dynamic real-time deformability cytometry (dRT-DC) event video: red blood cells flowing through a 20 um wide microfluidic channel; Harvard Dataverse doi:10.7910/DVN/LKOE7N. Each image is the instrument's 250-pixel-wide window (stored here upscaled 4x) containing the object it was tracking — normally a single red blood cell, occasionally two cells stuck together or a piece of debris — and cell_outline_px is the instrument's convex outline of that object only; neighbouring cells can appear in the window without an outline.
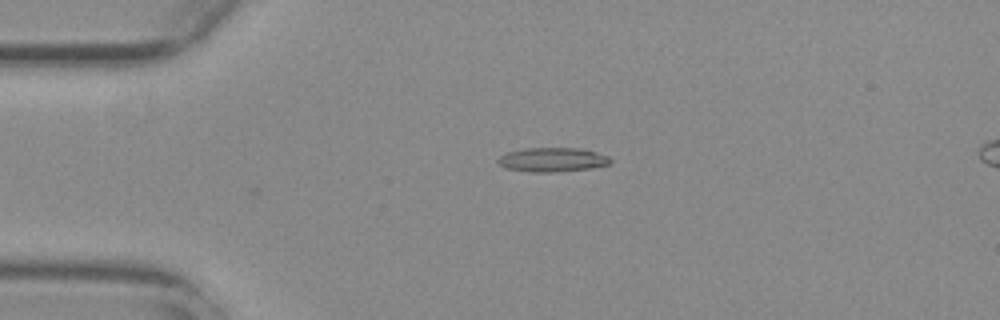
{"species": "common noctule bat (a hibernating species)", "species_latin": "Nyctalus noctula", "temperature_condition": "warm", "stored_images_in_passage": 5, "camera_frame_rate_fps": 3000, "um_per_image_px": 0.085, "animal": {"sex": "female", "body_mass_g": 29.2, "forearm_length_mm": 56.3}, "frame": {"image": 1, "passage_image": 5, "time_ms": 1.333, "image_size_px": [1000, 320], "cell_outline_px": [[612, 160], [608, 164], [592, 168], [556, 172], [528, 172], [504, 168], [496, 160], [500, 156], [508, 152], [524, 148], [580, 148], [596, 152], [608, 156]], "centroid_in_image_um": [46.93, 13.58], "position_along_channel_um": 38.1, "area_um2": 15.9}}